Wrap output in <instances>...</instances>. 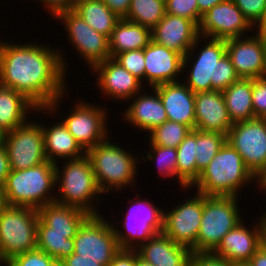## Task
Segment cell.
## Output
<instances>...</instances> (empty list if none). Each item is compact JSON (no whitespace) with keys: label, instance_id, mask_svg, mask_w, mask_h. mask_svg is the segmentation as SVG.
<instances>
[{"label":"cell","instance_id":"6da1fadb","mask_svg":"<svg viewBox=\"0 0 266 266\" xmlns=\"http://www.w3.org/2000/svg\"><path fill=\"white\" fill-rule=\"evenodd\" d=\"M38 44L0 41V85L23 94L39 113L47 114L60 107L67 65L62 52Z\"/></svg>","mask_w":266,"mask_h":266},{"label":"cell","instance_id":"7a4b0ae2","mask_svg":"<svg viewBox=\"0 0 266 266\" xmlns=\"http://www.w3.org/2000/svg\"><path fill=\"white\" fill-rule=\"evenodd\" d=\"M250 181H258L259 187V180L245 166L242 156L226 141L192 186L206 196L237 197Z\"/></svg>","mask_w":266,"mask_h":266},{"label":"cell","instance_id":"3957f363","mask_svg":"<svg viewBox=\"0 0 266 266\" xmlns=\"http://www.w3.org/2000/svg\"><path fill=\"white\" fill-rule=\"evenodd\" d=\"M55 185V164L52 162L46 161L24 170H11L1 189L3 203L38 210L55 200L56 196L51 193Z\"/></svg>","mask_w":266,"mask_h":266},{"label":"cell","instance_id":"277c9868","mask_svg":"<svg viewBox=\"0 0 266 266\" xmlns=\"http://www.w3.org/2000/svg\"><path fill=\"white\" fill-rule=\"evenodd\" d=\"M63 163L61 170L55 164L56 194L60 192V197H55L54 201L80 208L89 215L100 214L92 200L99 201L102 193L96 183L90 159L85 155Z\"/></svg>","mask_w":266,"mask_h":266},{"label":"cell","instance_id":"5b68a950","mask_svg":"<svg viewBox=\"0 0 266 266\" xmlns=\"http://www.w3.org/2000/svg\"><path fill=\"white\" fill-rule=\"evenodd\" d=\"M86 156L91 161L95 180L102 194L109 193L110 189L121 191L128 185L134 186L138 157L119 147V144H113L107 138L88 149Z\"/></svg>","mask_w":266,"mask_h":266},{"label":"cell","instance_id":"8992f818","mask_svg":"<svg viewBox=\"0 0 266 266\" xmlns=\"http://www.w3.org/2000/svg\"><path fill=\"white\" fill-rule=\"evenodd\" d=\"M39 212L29 207L0 208V263L15 255L37 249Z\"/></svg>","mask_w":266,"mask_h":266},{"label":"cell","instance_id":"52a82bcc","mask_svg":"<svg viewBox=\"0 0 266 266\" xmlns=\"http://www.w3.org/2000/svg\"><path fill=\"white\" fill-rule=\"evenodd\" d=\"M237 197L204 195L196 253H212L223 237L242 220Z\"/></svg>","mask_w":266,"mask_h":266},{"label":"cell","instance_id":"ba28073f","mask_svg":"<svg viewBox=\"0 0 266 266\" xmlns=\"http://www.w3.org/2000/svg\"><path fill=\"white\" fill-rule=\"evenodd\" d=\"M74 239L73 253L77 258L98 260L108 266L121 250L115 236L113 223L107 222L103 215H89L78 228Z\"/></svg>","mask_w":266,"mask_h":266},{"label":"cell","instance_id":"9c48e42d","mask_svg":"<svg viewBox=\"0 0 266 266\" xmlns=\"http://www.w3.org/2000/svg\"><path fill=\"white\" fill-rule=\"evenodd\" d=\"M227 141L242 156L245 166L260 181L266 174V119L255 117L233 123Z\"/></svg>","mask_w":266,"mask_h":266},{"label":"cell","instance_id":"30bf717a","mask_svg":"<svg viewBox=\"0 0 266 266\" xmlns=\"http://www.w3.org/2000/svg\"><path fill=\"white\" fill-rule=\"evenodd\" d=\"M134 200H128L131 207L127 210L126 217H123L125 219L122 226L125 228V231L118 230L117 226L113 225L121 250H136L156 233H160L163 230L164 210L161 207L157 208L152 205L148 200ZM142 211L145 212L143 213ZM138 213L140 214L139 216Z\"/></svg>","mask_w":266,"mask_h":266},{"label":"cell","instance_id":"8fae6325","mask_svg":"<svg viewBox=\"0 0 266 266\" xmlns=\"http://www.w3.org/2000/svg\"><path fill=\"white\" fill-rule=\"evenodd\" d=\"M42 123L28 120L5 133L3 145L11 170H24L46 161Z\"/></svg>","mask_w":266,"mask_h":266},{"label":"cell","instance_id":"7c38bea8","mask_svg":"<svg viewBox=\"0 0 266 266\" xmlns=\"http://www.w3.org/2000/svg\"><path fill=\"white\" fill-rule=\"evenodd\" d=\"M204 195L196 191L191 199L179 203L168 213L163 211L162 232L174 243L196 253L197 236L203 214Z\"/></svg>","mask_w":266,"mask_h":266},{"label":"cell","instance_id":"4fadbf2b","mask_svg":"<svg viewBox=\"0 0 266 266\" xmlns=\"http://www.w3.org/2000/svg\"><path fill=\"white\" fill-rule=\"evenodd\" d=\"M55 18L65 24L69 42L89 64V68L111 58L109 38L95 31L73 10L60 12Z\"/></svg>","mask_w":266,"mask_h":266},{"label":"cell","instance_id":"5bb4252c","mask_svg":"<svg viewBox=\"0 0 266 266\" xmlns=\"http://www.w3.org/2000/svg\"><path fill=\"white\" fill-rule=\"evenodd\" d=\"M200 37L199 26L194 21L167 13L152 29V40L155 43L184 56L183 69L188 67L190 57L195 55L192 51L201 43Z\"/></svg>","mask_w":266,"mask_h":266},{"label":"cell","instance_id":"9a60e30c","mask_svg":"<svg viewBox=\"0 0 266 266\" xmlns=\"http://www.w3.org/2000/svg\"><path fill=\"white\" fill-rule=\"evenodd\" d=\"M83 102V103H82ZM107 111L84 101L75 103L71 114L62 122L80 146L87 151L108 137Z\"/></svg>","mask_w":266,"mask_h":266},{"label":"cell","instance_id":"2e32d148","mask_svg":"<svg viewBox=\"0 0 266 266\" xmlns=\"http://www.w3.org/2000/svg\"><path fill=\"white\" fill-rule=\"evenodd\" d=\"M252 29L253 26L233 0H225L215 5L202 15L199 24V34L202 38L222 40L244 37L245 32Z\"/></svg>","mask_w":266,"mask_h":266},{"label":"cell","instance_id":"e0dca14e","mask_svg":"<svg viewBox=\"0 0 266 266\" xmlns=\"http://www.w3.org/2000/svg\"><path fill=\"white\" fill-rule=\"evenodd\" d=\"M226 54L240 78H264V45L259 34L226 40Z\"/></svg>","mask_w":266,"mask_h":266},{"label":"cell","instance_id":"ac0fdd59","mask_svg":"<svg viewBox=\"0 0 266 266\" xmlns=\"http://www.w3.org/2000/svg\"><path fill=\"white\" fill-rule=\"evenodd\" d=\"M207 45L198 50L199 54L196 60L190 63L192 65L190 72L187 73V79L184 84L194 93L216 91V71L218 62L226 55V40L206 38Z\"/></svg>","mask_w":266,"mask_h":266},{"label":"cell","instance_id":"d6986e66","mask_svg":"<svg viewBox=\"0 0 266 266\" xmlns=\"http://www.w3.org/2000/svg\"><path fill=\"white\" fill-rule=\"evenodd\" d=\"M92 69L91 71L95 70V76H98L96 78L98 80L97 88L109 96L110 99L131 100L136 94L142 92L144 88L142 81L113 58L96 64Z\"/></svg>","mask_w":266,"mask_h":266},{"label":"cell","instance_id":"ffe728a7","mask_svg":"<svg viewBox=\"0 0 266 266\" xmlns=\"http://www.w3.org/2000/svg\"><path fill=\"white\" fill-rule=\"evenodd\" d=\"M183 58L180 53L168 49L153 40L144 48L145 81L152 88L161 84L178 82L183 72Z\"/></svg>","mask_w":266,"mask_h":266},{"label":"cell","instance_id":"44dd1931","mask_svg":"<svg viewBox=\"0 0 266 266\" xmlns=\"http://www.w3.org/2000/svg\"><path fill=\"white\" fill-rule=\"evenodd\" d=\"M245 224L241 221L231 229L212 253L231 263L248 262L264 241L259 221L252 229Z\"/></svg>","mask_w":266,"mask_h":266},{"label":"cell","instance_id":"7402d4cb","mask_svg":"<svg viewBox=\"0 0 266 266\" xmlns=\"http://www.w3.org/2000/svg\"><path fill=\"white\" fill-rule=\"evenodd\" d=\"M232 126L222 91L195 93V129L227 136Z\"/></svg>","mask_w":266,"mask_h":266},{"label":"cell","instance_id":"603a6c76","mask_svg":"<svg viewBox=\"0 0 266 266\" xmlns=\"http://www.w3.org/2000/svg\"><path fill=\"white\" fill-rule=\"evenodd\" d=\"M163 103L170 121L195 129V93L184 83L170 82L153 87Z\"/></svg>","mask_w":266,"mask_h":266},{"label":"cell","instance_id":"cb8c5ba5","mask_svg":"<svg viewBox=\"0 0 266 266\" xmlns=\"http://www.w3.org/2000/svg\"><path fill=\"white\" fill-rule=\"evenodd\" d=\"M135 251L154 266H189L192 255L189 248L174 243L163 232L156 233Z\"/></svg>","mask_w":266,"mask_h":266},{"label":"cell","instance_id":"d4e9b609","mask_svg":"<svg viewBox=\"0 0 266 266\" xmlns=\"http://www.w3.org/2000/svg\"><path fill=\"white\" fill-rule=\"evenodd\" d=\"M154 90V94L138 93L132 97V103L125 110V120L128 124H134L135 127L151 132L155 127L162 125L168 120L166 110L158 92ZM144 94V95H143Z\"/></svg>","mask_w":266,"mask_h":266},{"label":"cell","instance_id":"484cf974","mask_svg":"<svg viewBox=\"0 0 266 266\" xmlns=\"http://www.w3.org/2000/svg\"><path fill=\"white\" fill-rule=\"evenodd\" d=\"M44 148L45 155L49 162L58 164L59 158L66 160H74L84 157L86 151L75 140L74 136L69 132L63 122H57L50 127H44Z\"/></svg>","mask_w":266,"mask_h":266},{"label":"cell","instance_id":"4316f807","mask_svg":"<svg viewBox=\"0 0 266 266\" xmlns=\"http://www.w3.org/2000/svg\"><path fill=\"white\" fill-rule=\"evenodd\" d=\"M152 41V30L140 24L120 19L109 38L111 58L125 51L144 49Z\"/></svg>","mask_w":266,"mask_h":266},{"label":"cell","instance_id":"83f0119b","mask_svg":"<svg viewBox=\"0 0 266 266\" xmlns=\"http://www.w3.org/2000/svg\"><path fill=\"white\" fill-rule=\"evenodd\" d=\"M39 218L49 227V232L77 233L89 214L80 208L50 202L38 209Z\"/></svg>","mask_w":266,"mask_h":266},{"label":"cell","instance_id":"f1b7e54d","mask_svg":"<svg viewBox=\"0 0 266 266\" xmlns=\"http://www.w3.org/2000/svg\"><path fill=\"white\" fill-rule=\"evenodd\" d=\"M36 108L23 94L0 85V127L5 133L29 120L28 112Z\"/></svg>","mask_w":266,"mask_h":266},{"label":"cell","instance_id":"f546056e","mask_svg":"<svg viewBox=\"0 0 266 266\" xmlns=\"http://www.w3.org/2000/svg\"><path fill=\"white\" fill-rule=\"evenodd\" d=\"M233 123L255 118L252 104V78H240L222 91Z\"/></svg>","mask_w":266,"mask_h":266},{"label":"cell","instance_id":"4dcf8cb0","mask_svg":"<svg viewBox=\"0 0 266 266\" xmlns=\"http://www.w3.org/2000/svg\"><path fill=\"white\" fill-rule=\"evenodd\" d=\"M73 11L95 31L108 38L120 20L102 0H78Z\"/></svg>","mask_w":266,"mask_h":266},{"label":"cell","instance_id":"1f68e13d","mask_svg":"<svg viewBox=\"0 0 266 266\" xmlns=\"http://www.w3.org/2000/svg\"><path fill=\"white\" fill-rule=\"evenodd\" d=\"M76 233L49 232V227L39 218L37 225V249L62 261L70 256L74 250Z\"/></svg>","mask_w":266,"mask_h":266},{"label":"cell","instance_id":"d6a6232c","mask_svg":"<svg viewBox=\"0 0 266 266\" xmlns=\"http://www.w3.org/2000/svg\"><path fill=\"white\" fill-rule=\"evenodd\" d=\"M165 14V0H131L124 19L152 30Z\"/></svg>","mask_w":266,"mask_h":266},{"label":"cell","instance_id":"836d02e7","mask_svg":"<svg viewBox=\"0 0 266 266\" xmlns=\"http://www.w3.org/2000/svg\"><path fill=\"white\" fill-rule=\"evenodd\" d=\"M176 150L178 176L191 188L197 180L196 129L188 133Z\"/></svg>","mask_w":266,"mask_h":266},{"label":"cell","instance_id":"e575fe53","mask_svg":"<svg viewBox=\"0 0 266 266\" xmlns=\"http://www.w3.org/2000/svg\"><path fill=\"white\" fill-rule=\"evenodd\" d=\"M227 141V136L216 132H204L196 129V165L197 179L201 171L209 164Z\"/></svg>","mask_w":266,"mask_h":266},{"label":"cell","instance_id":"d590c367","mask_svg":"<svg viewBox=\"0 0 266 266\" xmlns=\"http://www.w3.org/2000/svg\"><path fill=\"white\" fill-rule=\"evenodd\" d=\"M190 131L184 124L167 120L149 132V139L153 145L176 149Z\"/></svg>","mask_w":266,"mask_h":266},{"label":"cell","instance_id":"8d00e7d4","mask_svg":"<svg viewBox=\"0 0 266 266\" xmlns=\"http://www.w3.org/2000/svg\"><path fill=\"white\" fill-rule=\"evenodd\" d=\"M150 152L147 153V160H154L158 166V172L161 173V176H165L164 178H171L173 176L178 177L180 187L183 189L190 188L179 176L177 173V150L171 147H163L158 145L150 144Z\"/></svg>","mask_w":266,"mask_h":266},{"label":"cell","instance_id":"74e56055","mask_svg":"<svg viewBox=\"0 0 266 266\" xmlns=\"http://www.w3.org/2000/svg\"><path fill=\"white\" fill-rule=\"evenodd\" d=\"M140 81L145 80L144 49L125 51L113 58Z\"/></svg>","mask_w":266,"mask_h":266},{"label":"cell","instance_id":"f35d334b","mask_svg":"<svg viewBox=\"0 0 266 266\" xmlns=\"http://www.w3.org/2000/svg\"><path fill=\"white\" fill-rule=\"evenodd\" d=\"M56 260L39 249L13 256L5 266H51Z\"/></svg>","mask_w":266,"mask_h":266},{"label":"cell","instance_id":"ab89813d","mask_svg":"<svg viewBox=\"0 0 266 266\" xmlns=\"http://www.w3.org/2000/svg\"><path fill=\"white\" fill-rule=\"evenodd\" d=\"M166 13L194 21L198 25L197 0H165Z\"/></svg>","mask_w":266,"mask_h":266},{"label":"cell","instance_id":"60d3db41","mask_svg":"<svg viewBox=\"0 0 266 266\" xmlns=\"http://www.w3.org/2000/svg\"><path fill=\"white\" fill-rule=\"evenodd\" d=\"M245 18L255 28L264 16L266 0H233Z\"/></svg>","mask_w":266,"mask_h":266},{"label":"cell","instance_id":"b9f144b4","mask_svg":"<svg viewBox=\"0 0 266 266\" xmlns=\"http://www.w3.org/2000/svg\"><path fill=\"white\" fill-rule=\"evenodd\" d=\"M240 79L227 54L218 62L216 71V91H223Z\"/></svg>","mask_w":266,"mask_h":266},{"label":"cell","instance_id":"7bdbcfd3","mask_svg":"<svg viewBox=\"0 0 266 266\" xmlns=\"http://www.w3.org/2000/svg\"><path fill=\"white\" fill-rule=\"evenodd\" d=\"M252 104L254 117L266 114V77L252 79Z\"/></svg>","mask_w":266,"mask_h":266},{"label":"cell","instance_id":"ee69618b","mask_svg":"<svg viewBox=\"0 0 266 266\" xmlns=\"http://www.w3.org/2000/svg\"><path fill=\"white\" fill-rule=\"evenodd\" d=\"M189 266H232V263L213 253H192Z\"/></svg>","mask_w":266,"mask_h":266},{"label":"cell","instance_id":"f6af8a7d","mask_svg":"<svg viewBox=\"0 0 266 266\" xmlns=\"http://www.w3.org/2000/svg\"><path fill=\"white\" fill-rule=\"evenodd\" d=\"M41 3L43 2L45 5L43 7L47 8V11L50 12L51 16H56L60 12L73 10L75 4L78 0H39Z\"/></svg>","mask_w":266,"mask_h":266},{"label":"cell","instance_id":"bcb514c9","mask_svg":"<svg viewBox=\"0 0 266 266\" xmlns=\"http://www.w3.org/2000/svg\"><path fill=\"white\" fill-rule=\"evenodd\" d=\"M108 266H137V252L135 250H120Z\"/></svg>","mask_w":266,"mask_h":266},{"label":"cell","instance_id":"7dc6e473","mask_svg":"<svg viewBox=\"0 0 266 266\" xmlns=\"http://www.w3.org/2000/svg\"><path fill=\"white\" fill-rule=\"evenodd\" d=\"M120 19L127 16L131 0H102Z\"/></svg>","mask_w":266,"mask_h":266},{"label":"cell","instance_id":"c3c4849f","mask_svg":"<svg viewBox=\"0 0 266 266\" xmlns=\"http://www.w3.org/2000/svg\"><path fill=\"white\" fill-rule=\"evenodd\" d=\"M11 171L8 155L3 142H0V190L5 185L7 176Z\"/></svg>","mask_w":266,"mask_h":266},{"label":"cell","instance_id":"681fc988","mask_svg":"<svg viewBox=\"0 0 266 266\" xmlns=\"http://www.w3.org/2000/svg\"><path fill=\"white\" fill-rule=\"evenodd\" d=\"M62 262L65 266H103L95 259L77 258L76 253H72L70 256L62 260Z\"/></svg>","mask_w":266,"mask_h":266},{"label":"cell","instance_id":"f907efd6","mask_svg":"<svg viewBox=\"0 0 266 266\" xmlns=\"http://www.w3.org/2000/svg\"><path fill=\"white\" fill-rule=\"evenodd\" d=\"M248 262L251 266H266V244L264 242Z\"/></svg>","mask_w":266,"mask_h":266},{"label":"cell","instance_id":"816d5d0a","mask_svg":"<svg viewBox=\"0 0 266 266\" xmlns=\"http://www.w3.org/2000/svg\"><path fill=\"white\" fill-rule=\"evenodd\" d=\"M225 0H197L198 4V26L200 24L202 15L215 5L224 2Z\"/></svg>","mask_w":266,"mask_h":266},{"label":"cell","instance_id":"f5cc1de1","mask_svg":"<svg viewBox=\"0 0 266 266\" xmlns=\"http://www.w3.org/2000/svg\"><path fill=\"white\" fill-rule=\"evenodd\" d=\"M256 32L261 37L264 45L265 73H266V29H257Z\"/></svg>","mask_w":266,"mask_h":266},{"label":"cell","instance_id":"db71d44e","mask_svg":"<svg viewBox=\"0 0 266 266\" xmlns=\"http://www.w3.org/2000/svg\"><path fill=\"white\" fill-rule=\"evenodd\" d=\"M262 215L263 216L257 220H259V223L261 226V232H262V239L264 241V240H266V212L262 213Z\"/></svg>","mask_w":266,"mask_h":266},{"label":"cell","instance_id":"11a10c76","mask_svg":"<svg viewBox=\"0 0 266 266\" xmlns=\"http://www.w3.org/2000/svg\"><path fill=\"white\" fill-rule=\"evenodd\" d=\"M257 29H266V9L263 18L259 22V24L256 26Z\"/></svg>","mask_w":266,"mask_h":266},{"label":"cell","instance_id":"9f6ffc18","mask_svg":"<svg viewBox=\"0 0 266 266\" xmlns=\"http://www.w3.org/2000/svg\"><path fill=\"white\" fill-rule=\"evenodd\" d=\"M137 266H154V265H152L151 263H148L145 260H143L142 258H140L138 253H137Z\"/></svg>","mask_w":266,"mask_h":266},{"label":"cell","instance_id":"6f0895ef","mask_svg":"<svg viewBox=\"0 0 266 266\" xmlns=\"http://www.w3.org/2000/svg\"><path fill=\"white\" fill-rule=\"evenodd\" d=\"M259 189H261L262 191L266 192V174L259 181Z\"/></svg>","mask_w":266,"mask_h":266},{"label":"cell","instance_id":"680465c9","mask_svg":"<svg viewBox=\"0 0 266 266\" xmlns=\"http://www.w3.org/2000/svg\"><path fill=\"white\" fill-rule=\"evenodd\" d=\"M232 266H251L249 262H236L232 263Z\"/></svg>","mask_w":266,"mask_h":266},{"label":"cell","instance_id":"91938a15","mask_svg":"<svg viewBox=\"0 0 266 266\" xmlns=\"http://www.w3.org/2000/svg\"><path fill=\"white\" fill-rule=\"evenodd\" d=\"M51 266H65L62 261H55Z\"/></svg>","mask_w":266,"mask_h":266},{"label":"cell","instance_id":"94428289","mask_svg":"<svg viewBox=\"0 0 266 266\" xmlns=\"http://www.w3.org/2000/svg\"><path fill=\"white\" fill-rule=\"evenodd\" d=\"M5 136V132L2 130V128L0 127V142L3 141V138Z\"/></svg>","mask_w":266,"mask_h":266},{"label":"cell","instance_id":"6125c7cd","mask_svg":"<svg viewBox=\"0 0 266 266\" xmlns=\"http://www.w3.org/2000/svg\"><path fill=\"white\" fill-rule=\"evenodd\" d=\"M4 205L3 203V197L1 195V190H0V208Z\"/></svg>","mask_w":266,"mask_h":266}]
</instances>
